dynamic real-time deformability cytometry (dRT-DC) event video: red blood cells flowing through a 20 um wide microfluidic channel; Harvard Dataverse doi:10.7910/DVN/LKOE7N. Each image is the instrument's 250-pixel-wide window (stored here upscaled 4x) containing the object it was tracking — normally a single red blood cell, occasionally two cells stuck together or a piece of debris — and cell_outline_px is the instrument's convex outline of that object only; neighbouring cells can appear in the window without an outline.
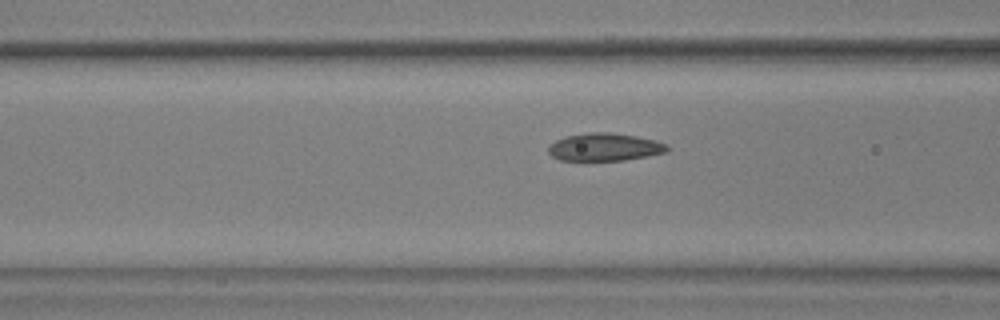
{"species": "common noctule bat (a hibernating species)", "species_latin": "Nyctalus noctula", "temperature_condition": "warm", "stored_images_in_passage": 45, "camera_frame_rate_fps": 3000, "um_per_image_px": 0.085, "animal": {"sex": "male", "body_mass_g": 17.9, "forearm_length_mm": 54.2}, "frame": {"image": 1, "passage_image": 21, "time_ms": 6.667, "image_size_px": [1000, 320], "cell_outline_px": [[668, 152], [648, 156], [624, 160], [560, 160], [552, 156], [548, 152], [548, 144], [564, 136], [588, 132], [608, 132], [636, 136], [656, 140], [668, 144]], "centroid_in_image_um": [51.39, 12.49], "position_along_channel_um": 115.2, "area_um2": 19.36}}
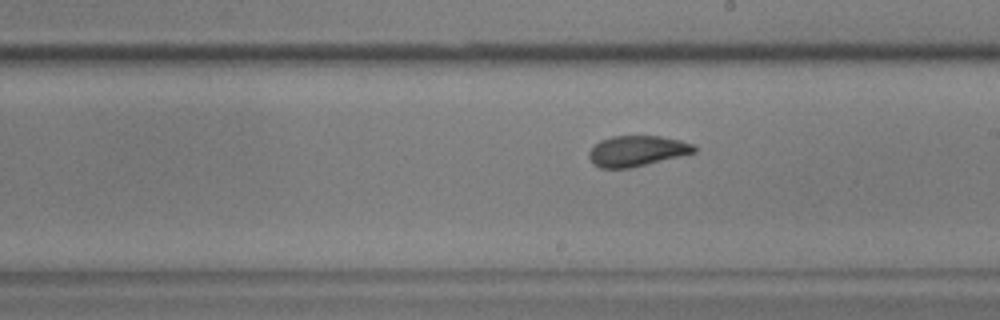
{"frame": {"image": 2, "passage_image": 31, "time_ms": 10.0, "image_size_px": [1000, 320], "cell_outline_px": [[696, 152], [680, 156], [628, 168], [600, 168], [592, 164], [588, 156], [588, 152], [600, 140], [612, 136], [660, 136], [680, 140], [692, 144], [696, 148]], "centroid_in_image_um": [54.1, 12.83], "position_along_channel_um": 234.9, "area_um2": 18.61}}
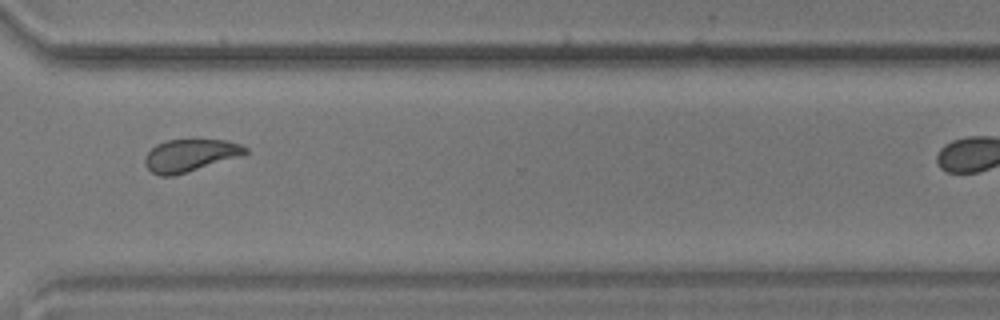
{"frame": {"image": 3, "passage_image": 41, "time_ms": 13.333, "image_size_px": [1000, 320], "cell_outline_px": [[248, 152], [244, 156], [172, 176], [160, 176], [152, 172], [144, 164], [144, 156], [156, 144], [168, 140], [228, 140], [240, 144], [248, 148]], "centroid_in_image_um": [16.19, 13.21], "position_along_channel_um": 354.4, "area_um2": 19.07}}